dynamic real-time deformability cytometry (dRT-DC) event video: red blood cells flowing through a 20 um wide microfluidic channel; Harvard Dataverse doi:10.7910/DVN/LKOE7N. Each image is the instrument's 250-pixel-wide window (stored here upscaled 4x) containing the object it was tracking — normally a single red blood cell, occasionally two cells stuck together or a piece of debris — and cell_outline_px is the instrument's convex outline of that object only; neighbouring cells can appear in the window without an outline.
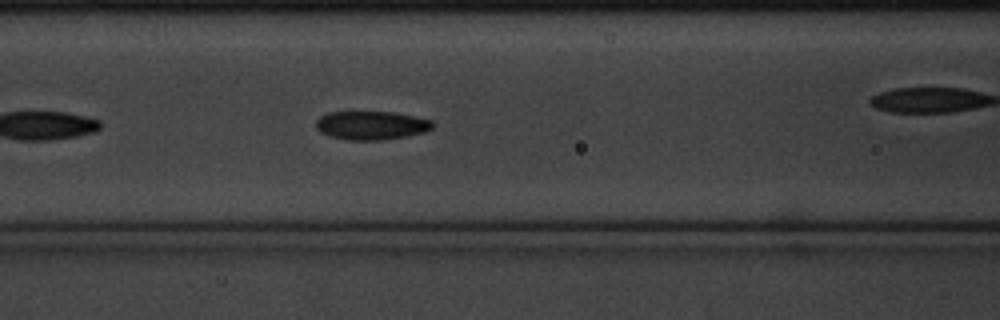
{"species": "common noctule bat (a hibernating species)", "species_latin": "Nyctalus noctula", "temperature_condition": "cold", "stored_images_in_passage": 22, "camera_frame_rate_fps": 3000, "um_per_image_px": 0.085, "animal": {"sex": "male", "body_mass_g": 20.1, "forearm_length_mm": 53.5}, "frame": {"image": 1, "passage_image": 10, "time_ms": 3.0, "image_size_px": [1000, 320], "cell_outline_px": [[432, 128], [424, 132], [384, 140], [348, 140], [328, 136], [320, 132], [316, 128], [316, 120], [320, 116], [328, 112], [396, 112], [432, 120]], "centroid_in_image_um": [31.52, 10.65], "position_along_channel_um": 135.1, "area_um2": 19.48}}